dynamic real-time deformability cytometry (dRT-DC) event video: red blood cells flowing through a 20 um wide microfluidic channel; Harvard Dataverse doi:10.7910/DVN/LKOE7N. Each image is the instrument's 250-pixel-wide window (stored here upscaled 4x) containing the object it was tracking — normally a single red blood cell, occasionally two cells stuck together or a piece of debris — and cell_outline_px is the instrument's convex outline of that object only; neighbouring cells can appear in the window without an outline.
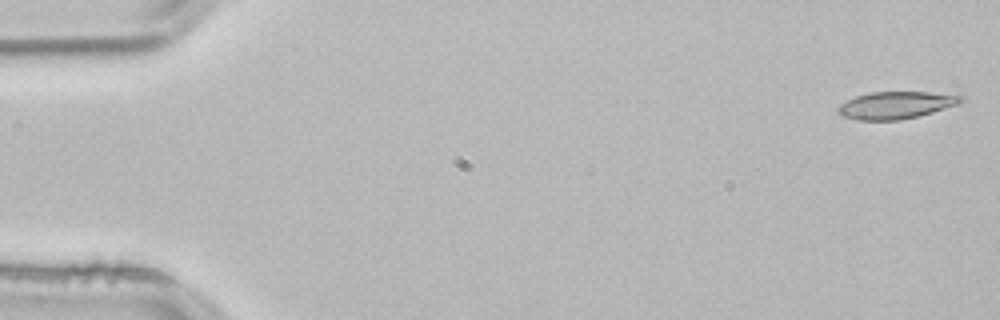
{"species": "common noctule bat (a hibernating species)", "species_latin": "Nyctalus noctula", "temperature_condition": "room temperature", "stored_images_in_passage": 35, "camera_frame_rate_fps": 3000, "um_per_image_px": 0.085, "animal": {"sex": "male", "body_mass_g": 21.5, "forearm_length_mm": 52.0}, "frame": {"image": 1, "passage_image": 1, "time_ms": 0.0, "image_size_px": [1000, 320], "cell_outline_px": [[964, 100], [960, 104], [932, 112], [900, 120], [856, 120], [844, 116], [836, 112], [836, 108], [840, 104], [856, 96], [868, 92], [928, 92], [960, 96]], "centroid_in_image_um": [76.11, 8.94], "position_along_channel_um": 8.9, "area_um2": 19.36}}
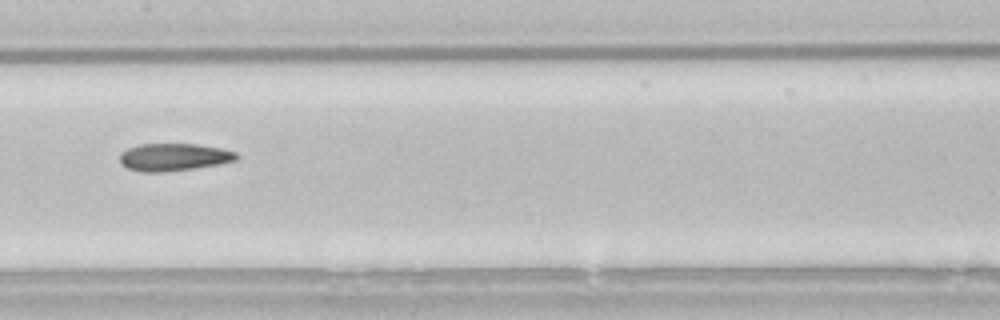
{"frame": {"image": 2, "passage_image": 26, "time_ms": 8.333, "image_size_px": [1000, 320], "cell_outline_px": [[240, 156], [236, 160], [220, 164], [196, 168], [164, 172], [140, 172], [128, 168], [120, 164], [120, 152], [128, 148], [140, 144], [196, 144], [220, 148], [236, 152]], "centroid_in_image_um": [14.76, 13.36], "position_along_channel_um": 192.6, "area_um2": 18.84}}
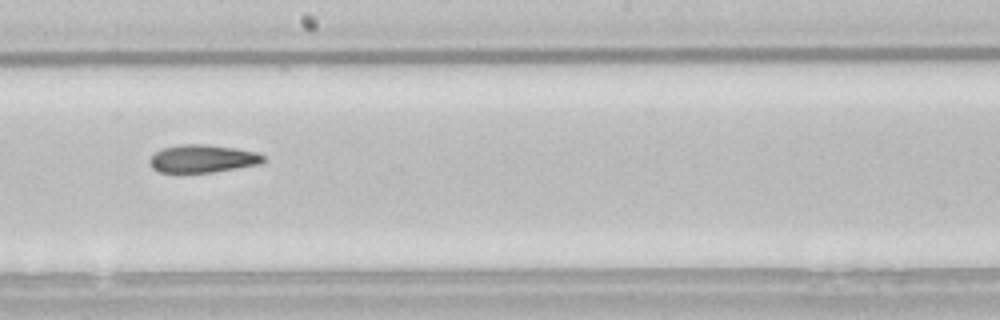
{"frame": {"image": 3, "passage_image": 29, "time_ms": 9.333, "image_size_px": [1000, 320], "cell_outline_px": [[264, 160], [260, 164], [212, 172], [160, 172], [152, 168], [148, 160], [160, 148], [180, 144], [208, 144], [236, 148], [256, 152], [264, 156]], "centroid_in_image_um": [17.2, 13.47], "position_along_channel_um": 231.0, "area_um2": 18.44}}